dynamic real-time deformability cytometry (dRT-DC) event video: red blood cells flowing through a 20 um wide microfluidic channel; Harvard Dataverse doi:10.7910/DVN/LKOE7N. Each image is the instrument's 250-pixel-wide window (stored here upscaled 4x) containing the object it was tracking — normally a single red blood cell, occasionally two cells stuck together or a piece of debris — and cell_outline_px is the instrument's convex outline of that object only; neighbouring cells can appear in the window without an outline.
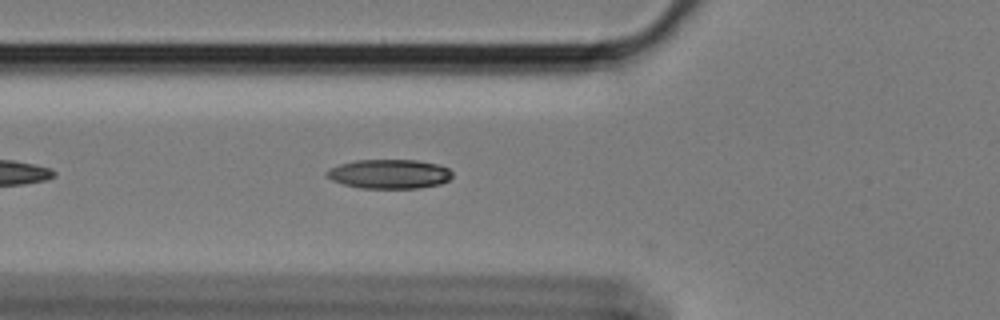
{"species": "Egyptian fruit bat (a non-hibernating species)", "species_latin": "Rousettus aegyptiacus", "temperature_condition": "cold", "stored_images_in_passage": 4, "camera_frame_rate_fps": 3000, "um_per_image_px": 0.085, "animal": {"sex": "female"}, "frame": {"image": 1, "passage_image": 2, "time_ms": 0.333, "image_size_px": [1000, 320], "cell_outline_px": [[452, 176], [448, 180], [440, 184], [420, 188], [360, 188], [344, 184], [332, 180], [324, 176], [324, 172], [340, 164], [356, 160], [416, 160], [436, 164], [448, 168], [452, 172]], "centroid_in_image_um": [33.08, 14.79], "position_along_channel_um": 92.7, "area_um2": 21.39}}